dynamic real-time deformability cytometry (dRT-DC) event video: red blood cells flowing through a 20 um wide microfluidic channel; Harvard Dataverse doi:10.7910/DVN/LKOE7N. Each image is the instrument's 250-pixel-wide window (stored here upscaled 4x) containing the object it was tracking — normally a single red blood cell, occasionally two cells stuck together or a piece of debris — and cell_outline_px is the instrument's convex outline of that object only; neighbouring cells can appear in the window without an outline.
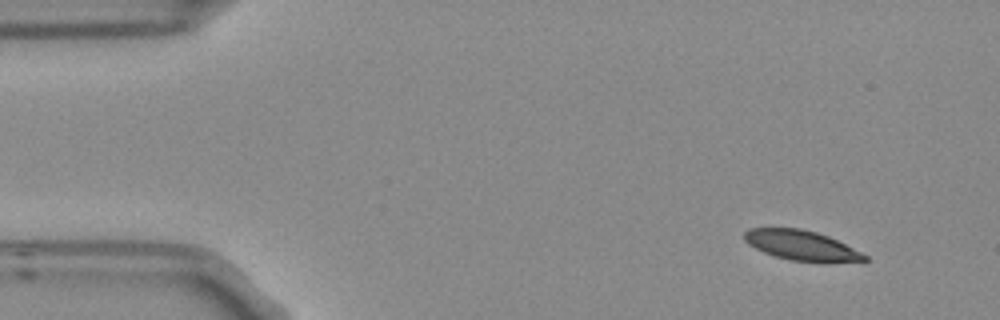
{"species": "Egyptian fruit bat (a non-hibernating species)", "species_latin": "Rousettus aegyptiacus", "temperature_condition": "room temperature", "stored_images_in_passage": 5, "camera_frame_rate_fps": 3000, "um_per_image_px": 0.085, "frame": {"image": 1, "passage_image": 1, "time_ms": 0.0, "image_size_px": [1000, 320], "cell_outline_px": [[868, 260], [792, 260], [776, 256], [764, 252], [748, 244], [744, 240], [744, 232], [748, 228], [800, 228], [816, 232], [828, 236], [868, 256]], "centroid_in_image_um": [68.01, 20.8], "position_along_channel_um": 17.0, "area_um2": 20.0}}
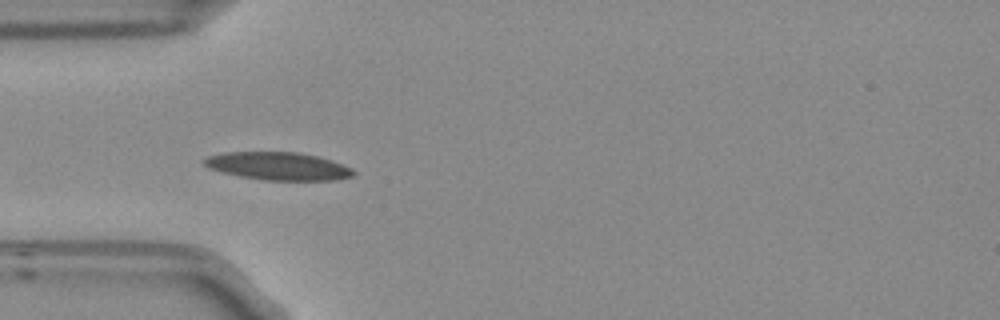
{"frame": {"image": 2, "passage_image": 4, "time_ms": 1.0, "image_size_px": [1000, 320], "cell_outline_px": [[356, 172], [352, 176], [336, 180], [264, 180], [240, 176], [208, 168], [204, 164], [204, 160], [208, 156], [224, 152], [296, 152], [316, 156], [352, 168]], "centroid_in_image_um": [23.63, 14.12], "position_along_channel_um": 61.4, "area_um2": 23.93}}